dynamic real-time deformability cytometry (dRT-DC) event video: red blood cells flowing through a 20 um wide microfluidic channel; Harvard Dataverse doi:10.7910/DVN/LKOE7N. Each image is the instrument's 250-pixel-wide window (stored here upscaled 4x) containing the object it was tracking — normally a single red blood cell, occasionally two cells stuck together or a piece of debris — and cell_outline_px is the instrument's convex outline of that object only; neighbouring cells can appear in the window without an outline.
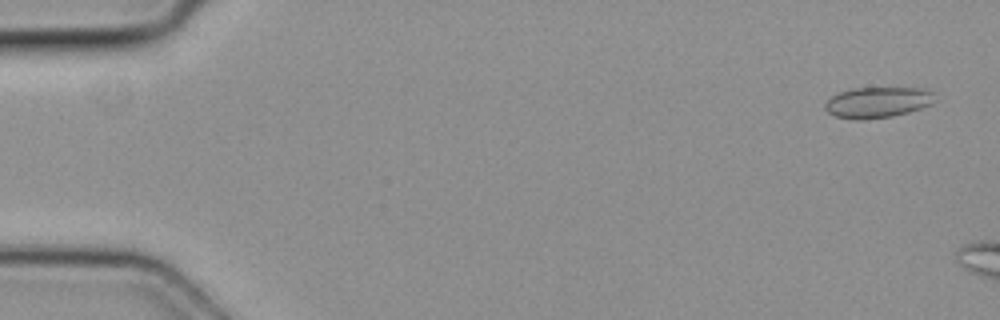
{"species": "common noctule bat (a hibernating species)", "species_latin": "Nyctalus noctula", "temperature_condition": "cold", "stored_images_in_passage": 4, "camera_frame_rate_fps": 3000, "um_per_image_px": 0.085, "animal": {"sex": "female", "body_mass_g": 19.3, "forearm_length_mm": 54.1}, "frame": {"image": 1, "passage_image": 1, "time_ms": 0.0, "image_size_px": [1000, 320], "cell_outline_px": [[936, 92], [932, 104], [908, 112], [892, 116], [864, 120], [856, 120], [836, 116], [828, 112], [824, 108], [824, 104], [832, 96], [840, 92], [856, 88], [924, 88]], "centroid_in_image_um": [74.62, 8.7], "position_along_channel_um": 10.4, "area_um2": 19.71}}